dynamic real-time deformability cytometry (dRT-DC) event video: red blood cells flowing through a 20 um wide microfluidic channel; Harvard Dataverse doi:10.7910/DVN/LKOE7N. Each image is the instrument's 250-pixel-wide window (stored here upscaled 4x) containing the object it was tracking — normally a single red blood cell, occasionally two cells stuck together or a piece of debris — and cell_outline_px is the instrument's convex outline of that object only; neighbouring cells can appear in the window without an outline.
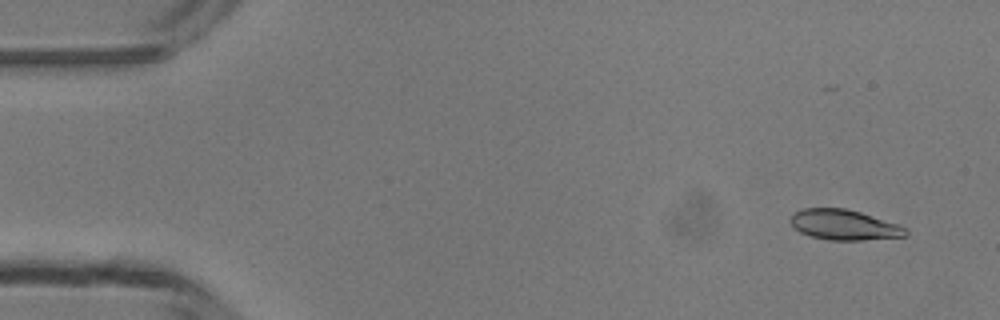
{"species": "common noctule bat (a hibernating species)", "species_latin": "Nyctalus noctula", "temperature_condition": "room temperature", "stored_images_in_passage": 49, "camera_frame_rate_fps": 3000, "um_per_image_px": 0.085, "animal": {"sex": "male", "body_mass_g": 13.3}, "frame": {"image": 1, "passage_image": 3, "time_ms": 0.667, "image_size_px": [1000, 320], "cell_outline_px": [[908, 236], [864, 240], [828, 240], [812, 236], [800, 232], [788, 220], [792, 212], [804, 208], [844, 208], [860, 212], [900, 224], [908, 228]], "centroid_in_image_um": [71.77, 19.11], "position_along_channel_um": 13.2, "area_um2": 20.58}}
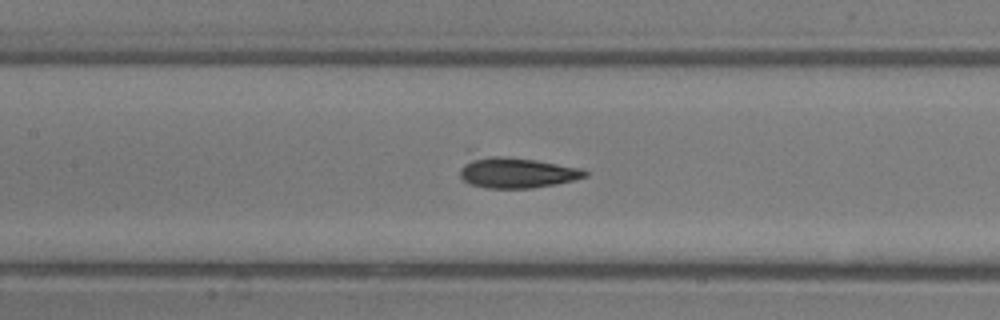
{"frame": {"image": 2, "passage_image": 22, "time_ms": 7.0, "image_size_px": [1000, 320], "cell_outline_px": [[588, 176], [556, 184], [532, 188], [484, 188], [468, 184], [460, 176], [460, 168], [472, 156], [504, 156], [536, 160], [584, 168], [588, 172]], "centroid_in_image_um": [43.91, 14.67], "position_along_channel_um": 163.5, "area_um2": 22.54}}
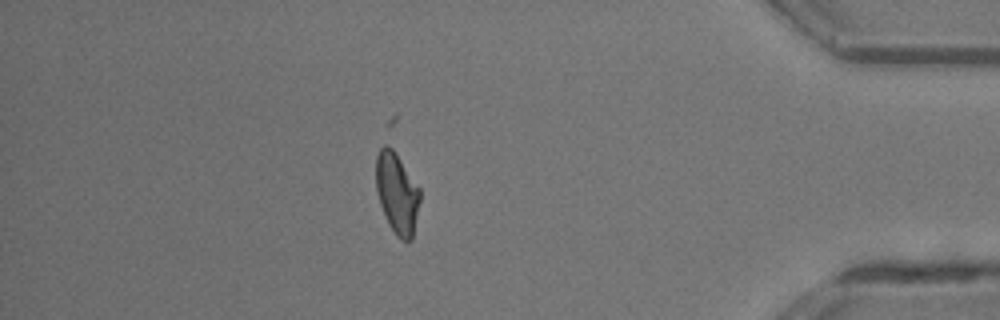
{"frame": {"image": 3, "passage_image": 42, "time_ms": 13.667, "image_size_px": [1000, 320], "cell_outline_px": [[420, 200], [412, 240], [400, 240], [396, 236], [388, 224], [380, 204], [376, 188], [376, 156], [380, 148], [384, 144], [388, 144], [392, 148], [420, 188]], "centroid_in_image_um": [33.74, 16.42], "position_along_channel_um": 401.5, "area_um2": 20.75}}